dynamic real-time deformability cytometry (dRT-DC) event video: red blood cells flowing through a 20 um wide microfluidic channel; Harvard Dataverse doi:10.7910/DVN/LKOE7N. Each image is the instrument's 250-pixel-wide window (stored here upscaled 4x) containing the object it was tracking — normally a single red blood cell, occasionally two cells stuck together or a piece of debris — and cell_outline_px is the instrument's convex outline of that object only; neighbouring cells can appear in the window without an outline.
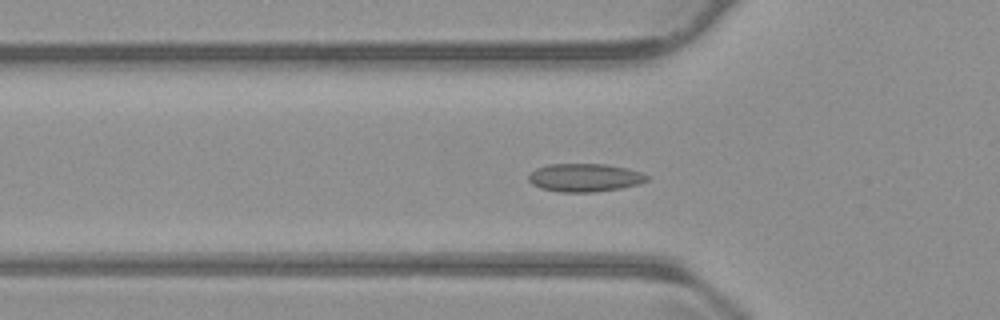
{"species": "common noctule bat (a hibernating species)", "species_latin": "Nyctalus noctula", "temperature_condition": "warm", "stored_images_in_passage": 56, "camera_frame_rate_fps": 3000, "um_per_image_px": 0.085, "animal": {"sex": "male", "body_mass_g": 23.1, "forearm_length_mm": 52.7}, "frame": {"image": 1, "passage_image": 18, "time_ms": 5.667, "image_size_px": [1000, 320], "cell_outline_px": [[652, 176], [648, 180], [640, 184], [620, 188], [592, 192], [560, 192], [540, 188], [532, 184], [528, 180], [528, 176], [536, 168], [548, 164], [604, 164], [628, 168]], "centroid_in_image_um": [49.73, 15.09], "position_along_channel_um": 76.1, "area_um2": 19.54}}
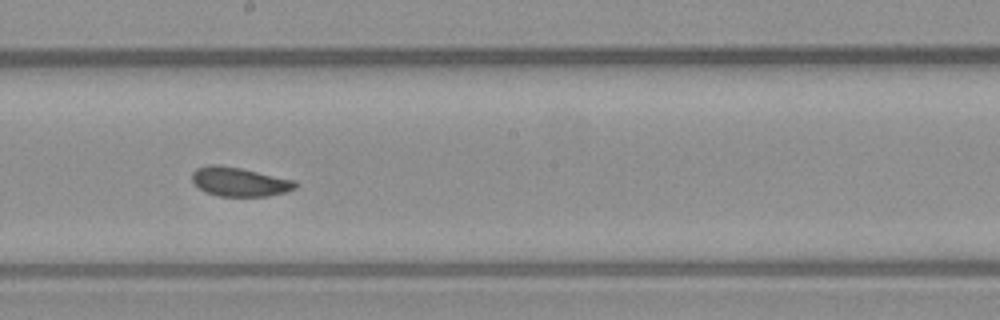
{"frame": {"image": 2, "passage_image": 30, "time_ms": 9.667, "image_size_px": [1000, 320], "cell_outline_px": [[296, 188], [284, 192], [268, 196], [216, 196], [204, 192], [192, 180], [192, 172], [196, 168], [208, 164], [216, 164], [240, 168], [296, 180]], "centroid_in_image_um": [20.33, 15.45], "position_along_channel_um": 227.9, "area_um2": 17.51}}
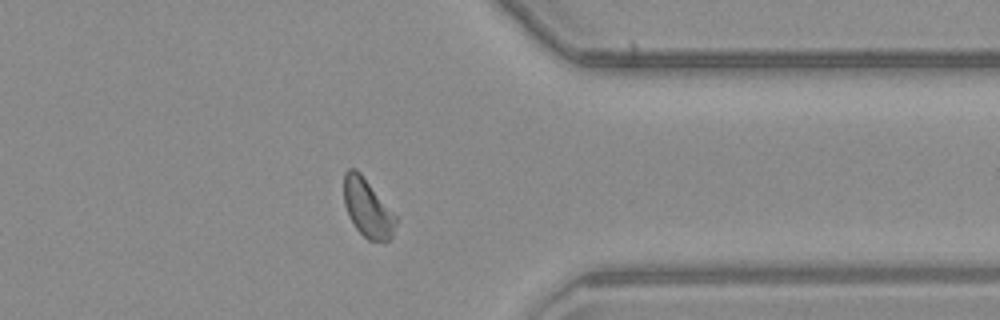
{"frame": {"image": 3, "passage_image": 43, "time_ms": 14.0, "image_size_px": [1000, 320], "cell_outline_px": [[396, 224], [392, 236], [388, 240], [368, 240], [356, 228], [348, 216], [344, 204], [344, 172], [348, 168], [356, 168], [360, 172], [396, 216]], "centroid_in_image_um": [31.21, 17.66], "position_along_channel_um": 380.2, "area_um2": 17.4}, "authors_computed_cell_mechanics": {"area_um2": 18.1492, "velocity_mm_per_s": 3.77, "shape_relaxation_time_tau1_ms": null, "shape_relaxation_time_tau2_ms": 2.531, "deformation_change_tau1": null, "deformation_change_tau2": 0.0488}}